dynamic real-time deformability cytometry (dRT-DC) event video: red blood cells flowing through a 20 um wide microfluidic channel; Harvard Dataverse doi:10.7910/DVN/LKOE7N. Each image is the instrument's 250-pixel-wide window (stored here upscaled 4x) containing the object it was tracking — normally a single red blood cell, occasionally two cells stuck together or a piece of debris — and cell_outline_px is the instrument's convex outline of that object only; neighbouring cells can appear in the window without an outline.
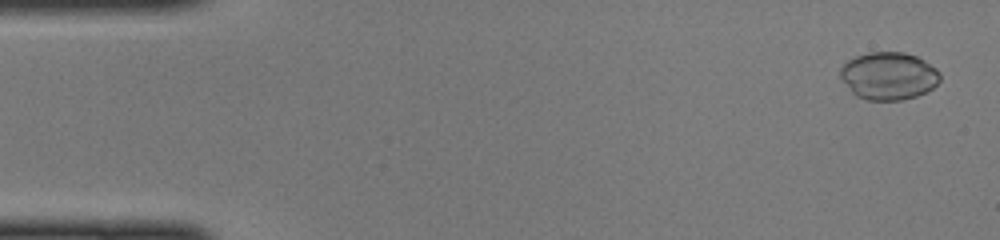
{"species": "common noctule bat (a hibernating species)", "species_latin": "Nyctalus noctula", "temperature_condition": "cold", "stored_images_in_passage": 47, "camera_frame_rate_fps": 3000, "um_per_image_px": 0.085, "animal": {"sex": "female", "body_mass_g": 22.0, "forearm_length_mm": 56.7}, "frame": {"image": 1, "passage_image": 2, "time_ms": 0.333, "image_size_px": [1000, 240], "cell_outline_px": [[940, 80], [932, 88], [916, 96], [904, 100], [868, 100], [856, 96], [852, 92], [840, 76], [840, 68], [848, 60], [856, 56], [868, 52], [904, 52], [916, 56], [924, 60], [936, 68], [940, 72]], "centroid_in_image_um": [75.54, 6.45], "position_along_channel_um": 9.5, "area_um2": 27.63}}
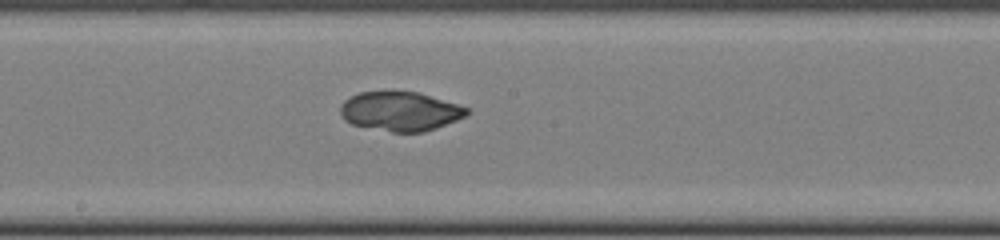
{"frame": {"image": 2, "passage_image": 25, "time_ms": 8.0, "image_size_px": [1000, 240], "cell_outline_px": [[468, 112], [464, 116], [456, 120], [436, 128], [424, 132], [392, 132], [352, 124], [344, 120], [340, 116], [340, 104], [344, 100], [360, 92], [392, 88], [420, 92], [468, 108]], "centroid_in_image_um": [33.96, 9.41], "position_along_channel_um": 214.2, "area_um2": 29.54}}
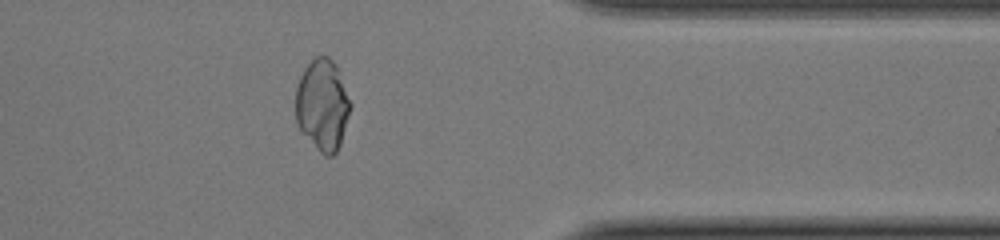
{"frame": {"image": 3, "passage_image": 38, "time_ms": 12.333, "image_size_px": [1000, 240], "cell_outline_px": [[352, 104], [340, 144], [336, 152], [332, 156], [324, 156], [316, 148], [300, 128], [296, 120], [296, 84], [304, 68], [316, 56], [328, 56], [336, 64]], "centroid_in_image_um": [27.41, 8.9], "position_along_channel_um": 384.0, "area_um2": 29.02}}